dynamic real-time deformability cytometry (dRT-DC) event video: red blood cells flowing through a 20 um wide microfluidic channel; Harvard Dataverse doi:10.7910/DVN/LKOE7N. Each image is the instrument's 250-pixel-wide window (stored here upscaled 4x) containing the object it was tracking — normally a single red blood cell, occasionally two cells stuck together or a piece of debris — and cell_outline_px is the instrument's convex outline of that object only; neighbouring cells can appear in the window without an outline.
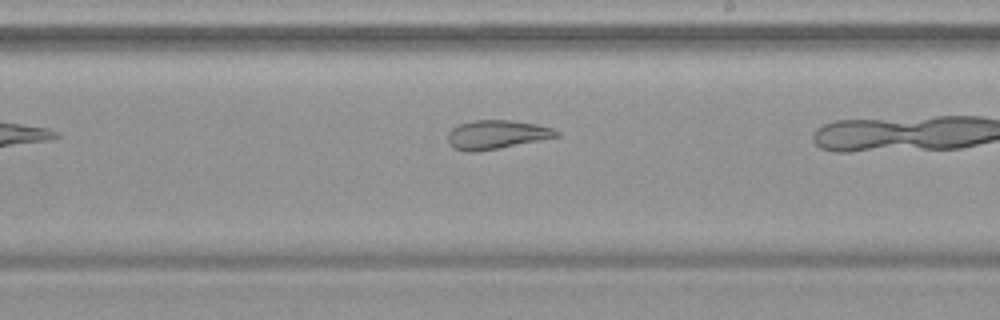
{"species": "common noctule bat (a hibernating species)", "species_latin": "Nyctalus noctula", "temperature_condition": "warm", "stored_images_in_passage": 26, "camera_frame_rate_fps": 3000, "um_per_image_px": 0.085, "animal": {"sex": "female", "body_mass_g": 19.9}, "frame": {"image": 1, "passage_image": 15, "time_ms": 4.667, "image_size_px": [1000, 320], "cell_outline_px": [[560, 136], [496, 148], [472, 152], [468, 152], [452, 148], [448, 144], [448, 132], [452, 128], [460, 124], [472, 120], [512, 120], [536, 124], [552, 128], [560, 132]], "centroid_in_image_um": [42.17, 11.43], "position_along_channel_um": 246.8, "area_um2": 18.09}}